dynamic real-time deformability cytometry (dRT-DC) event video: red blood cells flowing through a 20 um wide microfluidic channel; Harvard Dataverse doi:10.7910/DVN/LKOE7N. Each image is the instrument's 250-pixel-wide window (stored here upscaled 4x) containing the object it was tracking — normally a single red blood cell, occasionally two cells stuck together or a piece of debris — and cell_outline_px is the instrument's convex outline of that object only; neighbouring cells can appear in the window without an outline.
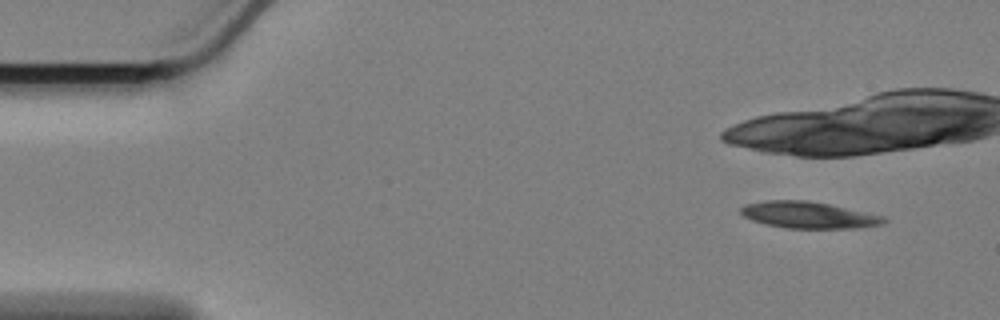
{"species": "Egyptian fruit bat (a non-hibernating species)", "species_latin": "Rousettus aegyptiacus", "temperature_condition": "cold", "stored_images_in_passage": 10, "camera_frame_rate_fps": 3000, "um_per_image_px": 0.085, "animal": {"sex": "female"}, "frame": {"image": 1, "passage_image": 1, "time_ms": 0.0, "image_size_px": [1000, 320], "cell_outline_px": [[888, 220], [884, 224], [856, 228], [788, 228], [764, 224], [752, 220], [744, 216], [740, 212], [740, 208], [748, 204], [764, 200], [804, 200], [828, 204], [884, 216]], "centroid_in_image_um": [68.73, 18.28], "position_along_channel_um": 16.3, "area_um2": 22.02}}